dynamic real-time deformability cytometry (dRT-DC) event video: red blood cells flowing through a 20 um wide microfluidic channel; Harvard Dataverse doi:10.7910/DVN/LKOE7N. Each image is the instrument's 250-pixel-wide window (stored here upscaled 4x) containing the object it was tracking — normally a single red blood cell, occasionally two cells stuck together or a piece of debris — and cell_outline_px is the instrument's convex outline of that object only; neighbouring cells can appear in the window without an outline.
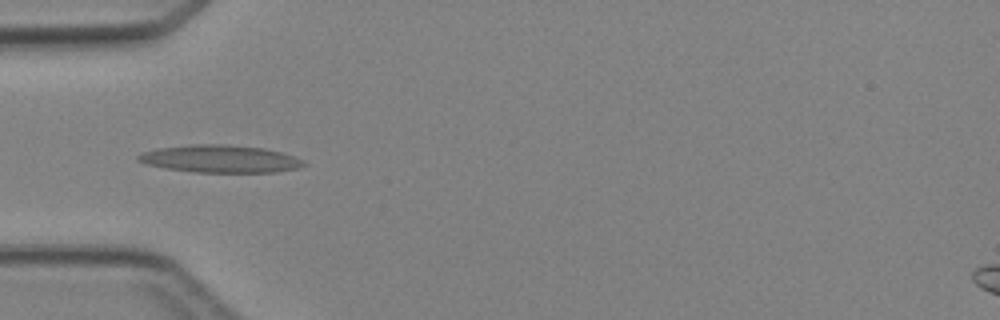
{"species": "Egyptian fruit bat (a non-hibernating species)", "species_latin": "Rousettus aegyptiacus", "temperature_condition": "cold", "stored_images_in_passage": 5, "camera_frame_rate_fps": 3000, "um_per_image_px": 0.085, "animal": {"sex": "female"}, "frame": {"image": 1, "passage_image": 5, "time_ms": 4.667, "image_size_px": [1000, 320], "cell_outline_px": [[308, 164], [296, 168], [276, 172], [196, 172], [168, 168], [148, 164], [136, 160], [136, 156], [144, 152], [156, 148], [192, 144], [224, 144], [264, 148], [280, 152], [304, 160]], "centroid_in_image_um": [18.72, 13.49], "position_along_channel_um": 66.3, "area_um2": 26.36}}